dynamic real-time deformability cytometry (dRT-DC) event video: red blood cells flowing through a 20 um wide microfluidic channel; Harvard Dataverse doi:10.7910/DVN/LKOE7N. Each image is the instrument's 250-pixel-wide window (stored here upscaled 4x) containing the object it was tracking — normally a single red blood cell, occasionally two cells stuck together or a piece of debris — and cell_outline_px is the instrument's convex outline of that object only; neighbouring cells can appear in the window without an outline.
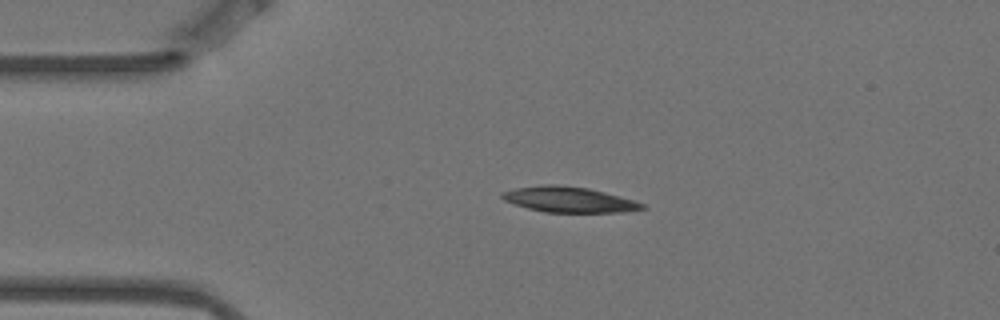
{"species": "Egyptian fruit bat (a non-hibernating species)", "species_latin": "Rousettus aegyptiacus", "temperature_condition": "warm", "stored_images_in_passage": 4, "camera_frame_rate_fps": 3000, "um_per_image_px": 0.085, "animal": {"sex": "female"}, "frame": {"image": 1, "passage_image": 3, "time_ms": 0.667, "image_size_px": [1000, 320], "cell_outline_px": [[648, 208], [624, 212], [544, 212], [528, 208], [504, 200], [500, 196], [500, 192], [516, 188], [548, 184], [556, 184], [588, 188], [636, 200], [644, 204]], "centroid_in_image_um": [48.39, 16.96], "position_along_channel_um": 36.6, "area_um2": 20.81}}